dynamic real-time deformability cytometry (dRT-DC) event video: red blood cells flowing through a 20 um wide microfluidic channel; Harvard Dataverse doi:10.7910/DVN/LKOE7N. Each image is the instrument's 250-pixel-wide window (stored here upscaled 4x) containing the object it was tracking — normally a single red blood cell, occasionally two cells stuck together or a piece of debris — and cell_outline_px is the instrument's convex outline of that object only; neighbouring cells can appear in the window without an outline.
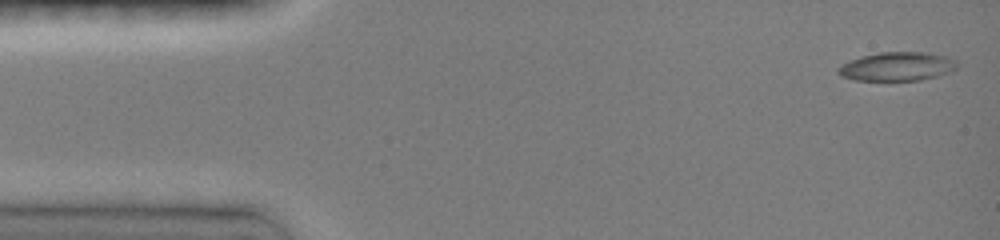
{"species": "common noctule bat (a hibernating species)", "species_latin": "Nyctalus noctula", "temperature_condition": "room temperature", "stored_images_in_passage": 8, "camera_frame_rate_fps": 3000, "um_per_image_px": 0.085, "animal": {"sex": "female", "body_mass_g": 19.0, "forearm_length_mm": 51.5}, "frame": {"image": 1, "passage_image": 1, "time_ms": 0.0, "image_size_px": [1000, 240], "cell_outline_px": [[956, 68], [952, 72], [920, 80], [856, 80], [840, 76], [836, 72], [836, 68], [860, 56], [880, 52], [924, 52], [948, 56], [956, 60]], "centroid_in_image_um": [76.26, 5.65], "position_along_channel_um": 8.7, "area_um2": 19.94}}
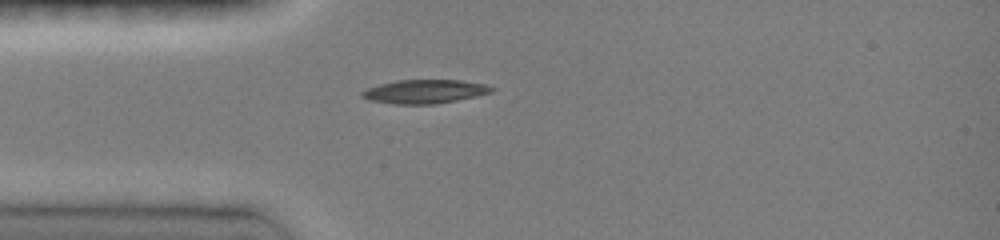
{"frame": {"image": 2, "passage_image": 6, "time_ms": 3.667, "image_size_px": [1000, 240], "cell_outline_px": [[496, 88], [492, 92], [476, 96], [456, 100], [432, 104], [396, 104], [368, 100], [360, 96], [360, 92], [368, 88], [380, 84], [396, 80], [460, 80], [484, 84]], "centroid_in_image_um": [36.08, 7.78], "position_along_channel_um": 48.9, "area_um2": 17.86}}